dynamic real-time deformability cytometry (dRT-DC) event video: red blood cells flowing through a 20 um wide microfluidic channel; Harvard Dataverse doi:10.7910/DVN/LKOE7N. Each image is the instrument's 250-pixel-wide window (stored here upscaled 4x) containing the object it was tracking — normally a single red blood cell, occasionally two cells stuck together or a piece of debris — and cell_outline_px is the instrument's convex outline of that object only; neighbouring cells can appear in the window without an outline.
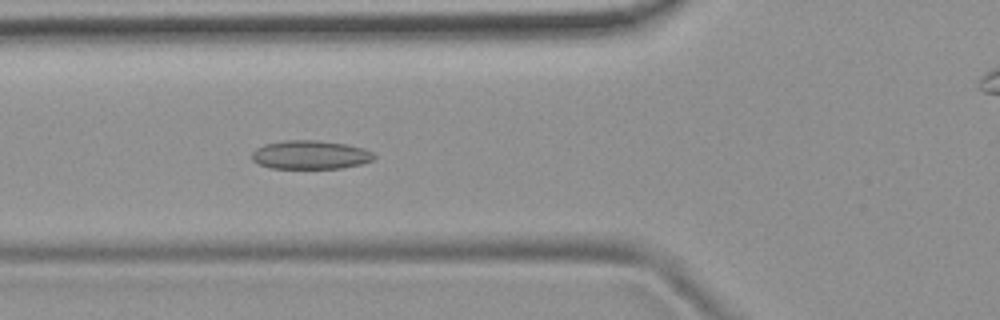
{"species": "common noctule bat (a hibernating species)", "species_latin": "Nyctalus noctula", "temperature_condition": "room temperature", "stored_images_in_passage": 53, "camera_frame_rate_fps": 3000, "um_per_image_px": 0.085, "animal": {"sex": "female", "body_mass_g": 19.9}, "frame": {"image": 1, "passage_image": 19, "time_ms": 6.0, "image_size_px": [1000, 320], "cell_outline_px": [[376, 156], [372, 160], [360, 164], [340, 168], [272, 168], [260, 164], [252, 160], [252, 152], [256, 148], [264, 144], [284, 140], [316, 140], [344, 144], [364, 148], [372, 152]], "centroid_in_image_um": [26.36, 13.15], "position_along_channel_um": 99.4, "area_um2": 20.29}}
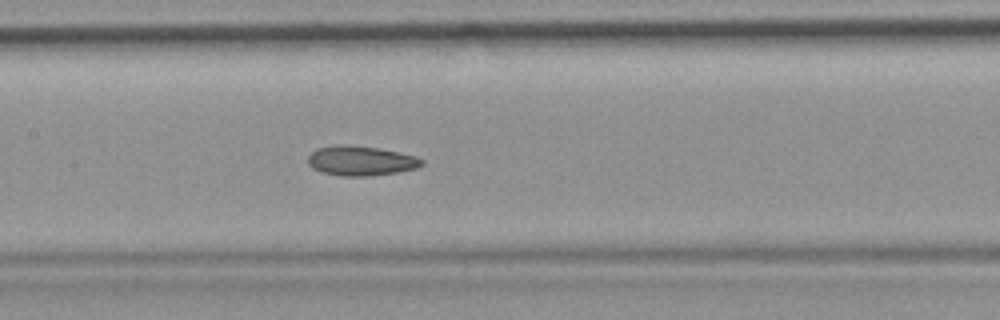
{"frame": {"image": 2, "passage_image": 25, "time_ms": 8.0, "image_size_px": [1000, 320], "cell_outline_px": [[424, 164], [416, 168], [396, 172], [368, 176], [340, 176], [324, 172], [312, 168], [308, 164], [308, 156], [316, 148], [336, 144], [344, 144], [380, 148], [416, 156], [424, 160]], "centroid_in_image_um": [30.66, 13.65], "position_along_channel_um": 176.7, "area_um2": 19.77}}
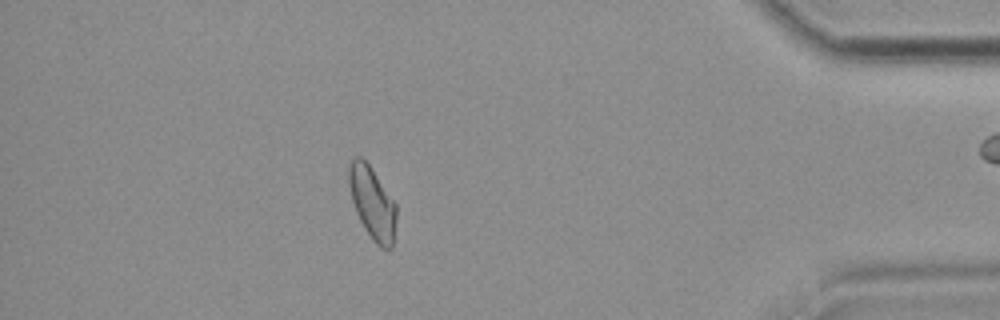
{"frame": {"image": 3, "passage_image": 46, "time_ms": 15.0, "image_size_px": [1000, 320], "cell_outline_px": [[396, 220], [392, 248], [380, 248], [372, 240], [364, 228], [356, 212], [352, 200], [348, 184], [348, 168], [352, 160], [356, 156], [360, 156], [372, 168], [396, 204]], "centroid_in_image_um": [31.64, 17.25], "position_along_channel_um": 403.6, "area_um2": 20.0}, "authors_computed_cell_mechanics": {"area_um2": 20.1144, "velocity_mm_per_s": 3.8538, "shape_relaxation_time_tau1_ms": null, "shape_relaxation_time_tau2_ms": 2.7111, "deformation_change_tau1": null, "deformation_change_tau2": 0.0908}}